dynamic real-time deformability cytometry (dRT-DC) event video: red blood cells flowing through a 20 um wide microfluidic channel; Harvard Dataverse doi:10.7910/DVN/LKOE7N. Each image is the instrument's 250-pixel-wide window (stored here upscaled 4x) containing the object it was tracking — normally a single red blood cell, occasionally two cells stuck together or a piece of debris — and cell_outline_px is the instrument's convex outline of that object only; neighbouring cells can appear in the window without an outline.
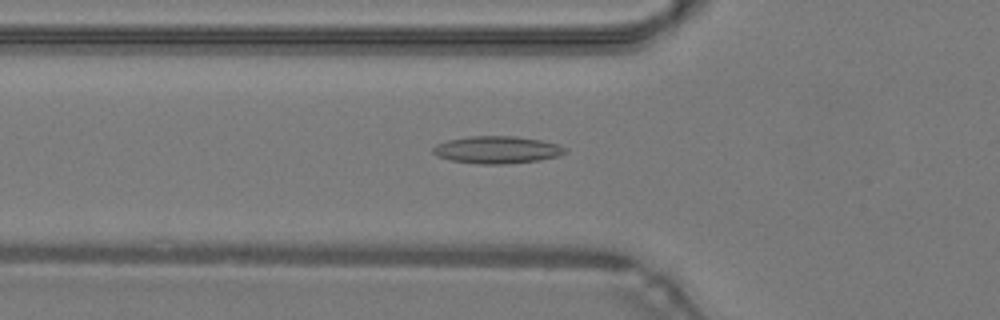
{"species": "common noctule bat (a hibernating species)", "species_latin": "Nyctalus noctula", "temperature_condition": "warm", "stored_images_in_passage": 44, "camera_frame_rate_fps": 3000, "um_per_image_px": 0.085, "animal": {"sex": "male", "body_mass_g": 19.2, "forearm_length_mm": 51.8}, "frame": {"image": 1, "passage_image": 14, "time_ms": 4.333, "image_size_px": [1000, 320], "cell_outline_px": [[568, 152], [560, 156], [540, 160], [504, 164], [480, 164], [452, 160], [436, 156], [432, 152], [432, 148], [436, 144], [448, 140], [468, 136], [516, 136], [540, 140], [556, 144], [568, 148]], "centroid_in_image_um": [42.27, 12.73], "position_along_channel_um": 83.5, "area_um2": 21.15}}
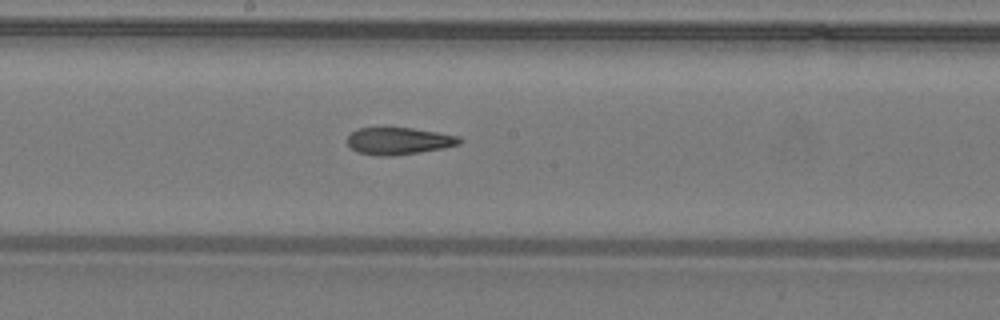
{"frame": {"image": 2, "passage_image": 23, "time_ms": 7.333, "image_size_px": [1000, 320], "cell_outline_px": [[464, 140], [460, 144], [444, 148], [420, 152], [392, 156], [380, 156], [356, 152], [348, 144], [348, 136], [356, 128], [384, 124], [412, 128], [460, 136]], "centroid_in_image_um": [33.86, 11.93], "position_along_channel_um": 214.3, "area_um2": 18.55}}
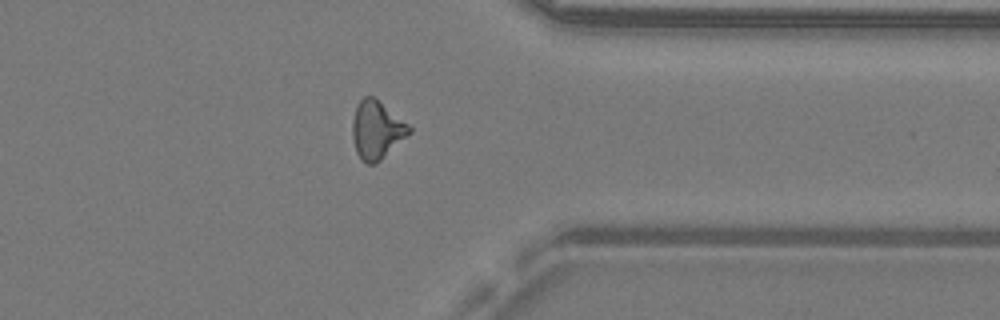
{"frame": {"image": 3, "passage_image": 35, "time_ms": 11.333, "image_size_px": [1000, 320], "cell_outline_px": [[412, 132], [408, 136], [376, 164], [368, 164], [360, 160], [356, 152], [352, 136], [352, 120], [356, 108], [360, 100], [364, 96], [376, 96], [408, 124], [412, 128]], "centroid_in_image_um": [32.03, 11.04], "position_along_channel_um": 379.4, "area_um2": 19.54}, "authors_computed_cell_mechanics": {"area_um2": 18.496, "velocity_mm_per_s": 4.3317, "shape_relaxation_time_tau1_ms": null, "shape_relaxation_time_tau2_ms": 2.7378, "deformation_change_tau1": null, "deformation_change_tau2": 0.1217}}